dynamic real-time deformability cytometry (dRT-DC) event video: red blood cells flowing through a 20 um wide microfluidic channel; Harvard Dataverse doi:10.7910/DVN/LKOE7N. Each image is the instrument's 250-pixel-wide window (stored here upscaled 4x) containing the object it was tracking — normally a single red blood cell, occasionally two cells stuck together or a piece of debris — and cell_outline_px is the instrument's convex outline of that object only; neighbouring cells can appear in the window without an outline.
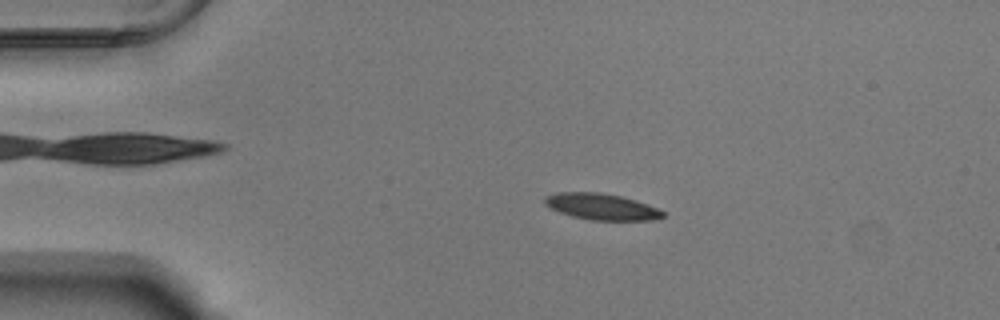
{"species": "Egyptian fruit bat (a non-hibernating species)", "species_latin": "Rousettus aegyptiacus", "temperature_condition": "warm", "stored_images_in_passage": 54, "camera_frame_rate_fps": 3000, "um_per_image_px": 0.085, "animal": {"sex": "male"}, "frame": {"image": 1, "passage_image": 11, "time_ms": 3.333, "image_size_px": [1000, 320], "cell_outline_px": [[664, 216], [652, 220], [588, 220], [572, 216], [560, 212], [544, 204], [544, 196], [556, 192], [600, 192], [620, 196], [636, 200], [648, 204], [664, 212]], "centroid_in_image_um": [51.1, 17.56], "position_along_channel_um": 33.9, "area_um2": 18.09}}
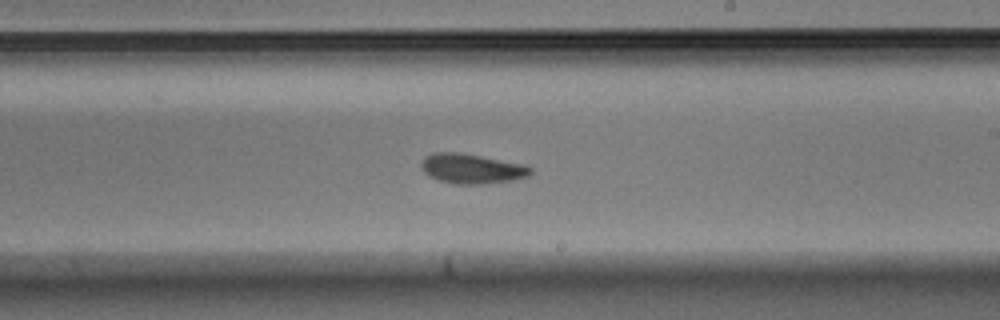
{"frame": {"image": 2, "passage_image": 32, "time_ms": 10.333, "image_size_px": [1000, 320], "cell_outline_px": [[532, 172], [528, 176], [512, 180], [480, 184], [456, 184], [440, 180], [428, 176], [424, 172], [420, 164], [424, 156], [436, 152], [460, 152], [524, 164], [532, 168]], "centroid_in_image_um": [40.08, 14.32], "position_along_channel_um": 248.9, "area_um2": 18.96}}
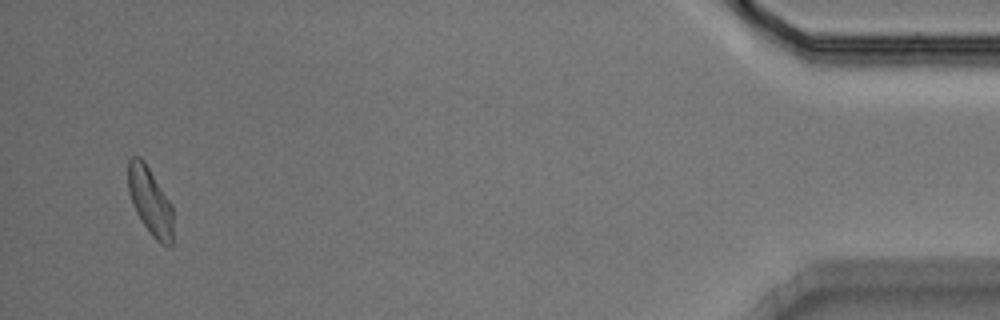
{"frame": {"image": 3, "passage_image": 52, "time_ms": 17.0, "image_size_px": [1000, 320], "cell_outline_px": [[172, 244], [160, 244], [152, 236], [136, 212], [132, 204], [128, 192], [128, 160], [132, 156], [140, 156], [144, 160], [172, 204]], "centroid_in_image_um": [12.74, 17.06], "position_along_channel_um": 422.5, "area_um2": 17.69}, "authors_computed_cell_mechanics": {"area_um2": 18.2648, "velocity_mm_per_s": 3.7469, "shape_relaxation_time_tau1_ms": 3.6629, "shape_relaxation_time_tau2_ms": 3.0066, "deformation_change_tau1": 0.1159, "deformation_change_tau2": 0.0959}}